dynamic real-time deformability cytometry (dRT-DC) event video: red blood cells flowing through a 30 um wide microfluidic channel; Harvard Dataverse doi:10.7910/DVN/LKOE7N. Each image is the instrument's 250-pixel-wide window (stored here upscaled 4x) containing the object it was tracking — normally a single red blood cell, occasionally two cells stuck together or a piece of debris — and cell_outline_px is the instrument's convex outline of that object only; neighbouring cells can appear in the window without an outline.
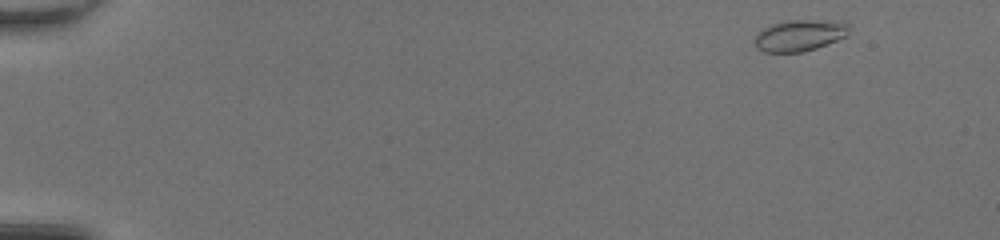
{"species": "common noctule bat (a hibernating species)", "species_latin": "Nyctalus noctula", "temperature_condition": "room temperature", "stored_images_in_passage": 46, "camera_frame_rate_fps": 3000, "um_per_image_px": 0.085, "animal": {"sex": "female", "body_mass_g": 20.0, "forearm_length_mm": 54.0}, "frame": {"image": 1, "passage_image": 1, "time_ms": 0.0, "image_size_px": [1000, 240], "cell_outline_px": [[848, 36], [816, 48], [800, 52], [764, 52], [756, 48], [756, 32], [772, 24], [784, 20], [844, 20], [848, 24]], "centroid_in_image_um": [68.0, 2.99], "position_along_channel_um": 17.0, "area_um2": 17.46}}
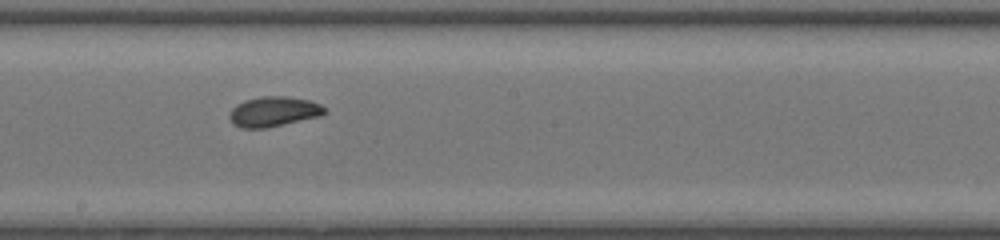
{"frame": {"image": 2, "passage_image": 26, "time_ms": 8.333, "image_size_px": [1000, 240], "cell_outline_px": [[328, 112], [320, 116], [268, 128], [240, 128], [232, 124], [228, 116], [232, 108], [236, 104], [244, 100], [264, 96], [288, 96], [308, 100], [320, 104], [328, 108]], "centroid_in_image_um": [23.26, 9.49], "position_along_channel_um": 224.9, "area_um2": 16.94}}
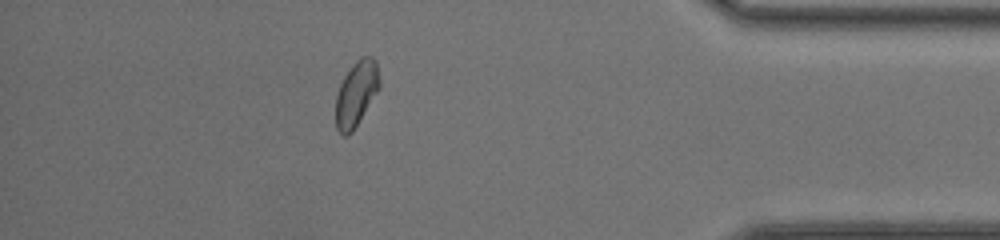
{"frame": {"image": 3, "passage_image": 41, "time_ms": 13.333, "image_size_px": [1000, 240], "cell_outline_px": [[380, 88], [352, 132], [348, 136], [344, 136], [336, 128], [336, 96], [340, 84], [344, 76], [352, 64], [360, 56], [372, 56], [376, 60], [380, 80]], "centroid_in_image_um": [30.29, 7.93], "position_along_channel_um": 404.9, "area_um2": 16.7}, "authors_computed_cell_mechanics": {"area_um2": 16.5886, "velocity_mm_per_s": 4.2665, "shape_relaxation_time_tau1_ms": 2.9861, "shape_relaxation_time_tau2_ms": 1.8485, "deformation_change_tau1": 0.1185, "deformation_change_tau2": 0.0582}}